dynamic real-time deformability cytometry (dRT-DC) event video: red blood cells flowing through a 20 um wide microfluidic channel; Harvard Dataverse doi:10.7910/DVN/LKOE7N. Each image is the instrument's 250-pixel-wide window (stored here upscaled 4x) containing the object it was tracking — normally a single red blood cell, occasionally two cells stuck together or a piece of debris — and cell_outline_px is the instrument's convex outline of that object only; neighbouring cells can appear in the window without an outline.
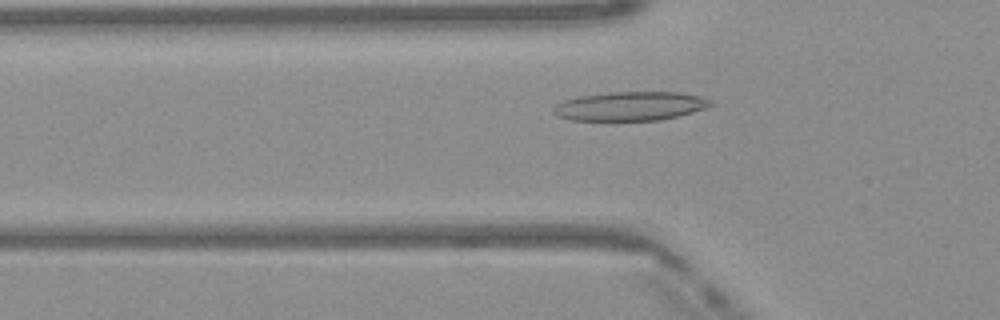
{"species": "Egyptian fruit bat (a non-hibernating species)", "species_latin": "Rousettus aegyptiacus", "temperature_condition": "warm", "stored_images_in_passage": 46, "camera_frame_rate_fps": 3000, "um_per_image_px": 0.085, "frame": {"image": 1, "passage_image": 13, "time_ms": 4.0, "image_size_px": [1000, 320], "cell_outline_px": [[716, 104], [692, 112], [660, 120], [572, 120], [556, 116], [552, 112], [552, 108], [556, 104], [564, 100], [580, 96], [612, 92], [680, 92], [700, 96], [716, 100]], "centroid_in_image_um": [53.6, 9.01], "position_along_channel_um": 72.2, "area_um2": 26.65}}
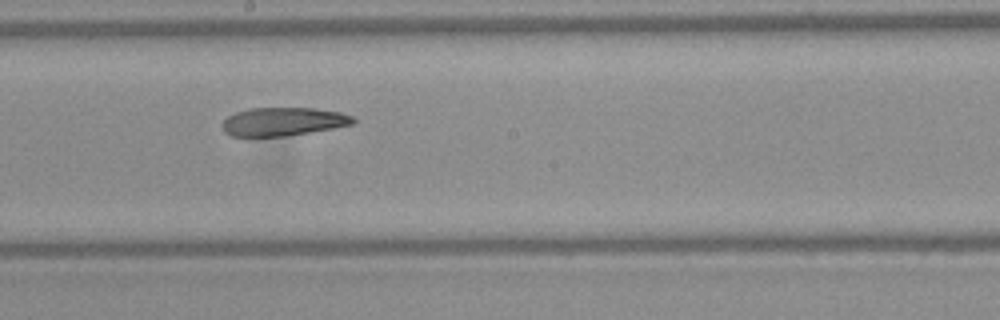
{"frame": {"image": 2, "passage_image": 24, "time_ms": 7.667, "image_size_px": [1000, 320], "cell_outline_px": [[356, 120], [352, 124], [332, 128], [284, 136], [232, 136], [224, 132], [224, 120], [228, 116], [236, 112], [248, 108], [312, 108], [340, 112], [352, 116]], "centroid_in_image_um": [24.06, 10.33], "position_along_channel_um": 224.1, "area_um2": 21.33}}
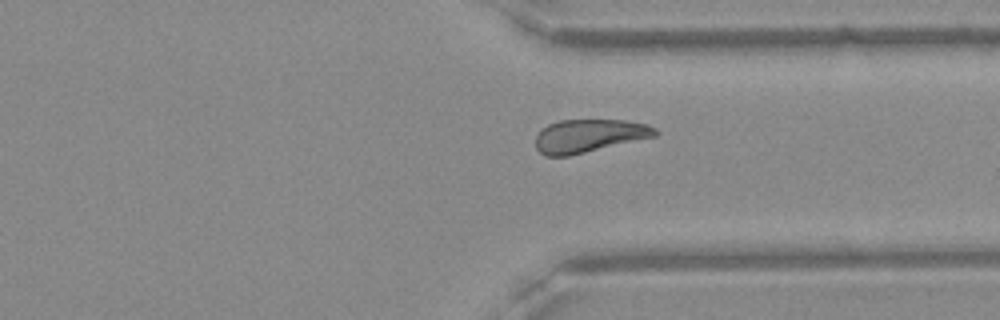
{"frame": {"image": 3, "passage_image": 34, "time_ms": 11.0, "image_size_px": [1000, 320], "cell_outline_px": [[660, 132], [656, 136], [568, 156], [544, 156], [536, 148], [536, 136], [548, 124], [560, 120], [624, 120], [648, 124], [656, 128]], "centroid_in_image_um": [50.09, 11.54], "position_along_channel_um": 361.3, "area_um2": 23.0}, "authors_computed_cell_mechanics": {"area_um2": 24.3627, "velocity_mm_per_s": 4.1104, "shape_relaxation_time_tau1_ms": null, "shape_relaxation_time_tau2_ms": 4.3957, "deformation_change_tau1": null, "deformation_change_tau2": 0.1294}}